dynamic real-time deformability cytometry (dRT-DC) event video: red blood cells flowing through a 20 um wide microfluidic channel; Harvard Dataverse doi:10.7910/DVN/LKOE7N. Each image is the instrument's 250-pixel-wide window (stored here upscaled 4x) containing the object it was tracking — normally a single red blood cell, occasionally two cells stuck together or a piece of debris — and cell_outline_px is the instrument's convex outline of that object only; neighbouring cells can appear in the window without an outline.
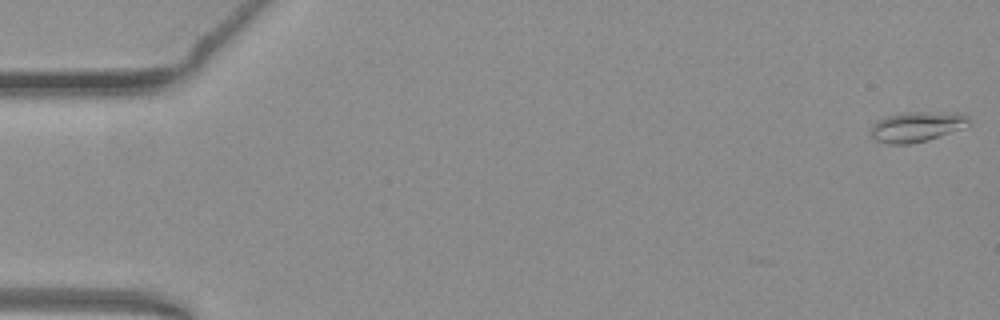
{"species": "common noctule bat (a hibernating species)", "species_latin": "Nyctalus noctula", "temperature_condition": "warm", "stored_images_in_passage": 7, "camera_frame_rate_fps": 3000, "um_per_image_px": 0.085, "animal": {"sex": "female", "body_mass_g": 19.3, "forearm_length_mm": 54.1}, "frame": {"image": 1, "passage_image": 1, "time_ms": 0.0, "image_size_px": [1000, 320], "cell_outline_px": [[972, 124], [964, 128], [928, 140], [912, 144], [888, 144], [876, 140], [868, 132], [872, 124], [876, 120], [888, 116], [904, 112], [956, 112], [968, 116]], "centroid_in_image_um": [77.94, 10.77], "position_along_channel_um": 7.1, "area_um2": 17.63}}